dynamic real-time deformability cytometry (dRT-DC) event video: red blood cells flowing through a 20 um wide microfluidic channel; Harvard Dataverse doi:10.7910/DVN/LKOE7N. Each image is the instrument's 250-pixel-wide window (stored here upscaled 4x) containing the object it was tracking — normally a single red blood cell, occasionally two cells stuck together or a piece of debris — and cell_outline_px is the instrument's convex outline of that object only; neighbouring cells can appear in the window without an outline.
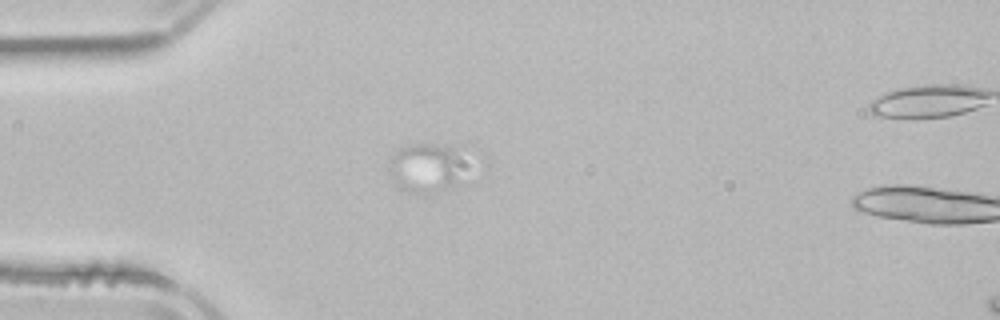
{"species": "common noctule bat (a hibernating species)", "species_latin": "Nyctalus noctula", "temperature_condition": "room temperature", "stored_images_in_passage": 4, "camera_frame_rate_fps": 3000, "um_per_image_px": 0.085, "animal": {"sex": "male", "body_mass_g": 21.5, "forearm_length_mm": 52.0}, "frame": {"image": 1, "passage_image": 3, "time_ms": 4.0, "image_size_px": [1000, 320], "cell_outline_px": [[460, 180], [456, 184], [448, 188], [432, 192], [400, 188], [388, 176], [392, 160], [396, 152], [400, 148], [408, 144], [452, 144], [456, 148]], "centroid_in_image_um": [36.16, 14.22], "position_along_channel_um": 48.8, "area_um2": 20.81}}